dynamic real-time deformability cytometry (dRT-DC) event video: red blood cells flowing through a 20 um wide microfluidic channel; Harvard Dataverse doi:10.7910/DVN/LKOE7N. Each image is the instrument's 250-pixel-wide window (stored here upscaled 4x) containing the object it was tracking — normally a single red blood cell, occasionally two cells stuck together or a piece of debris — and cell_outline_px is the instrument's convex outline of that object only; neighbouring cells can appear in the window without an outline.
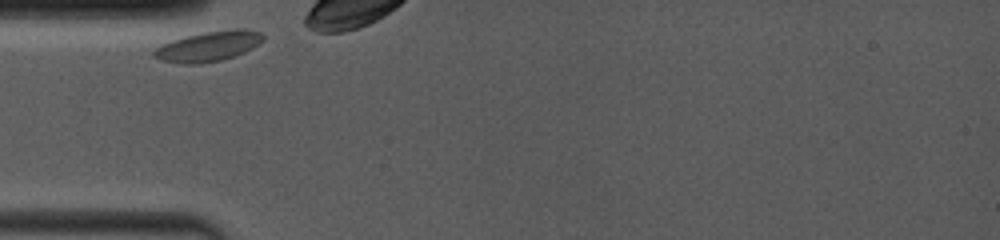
{"species": "common noctule bat (a hibernating species)", "species_latin": "Nyctalus noctula", "temperature_condition": "room temperature", "stored_images_in_passage": 43, "camera_frame_rate_fps": 4000, "um_per_image_px": 0.085, "animal": {"sex": "female", "body_mass_g": 19.0, "forearm_length_mm": 53.3}, "frame": {"image": 1, "passage_image": 1, "time_ms": 0.0, "image_size_px": [1000, 240], "cell_outline_px": [[264, 40], [252, 48], [236, 56], [220, 60], [196, 64], [180, 64], [160, 60], [152, 56], [152, 52], [156, 48], [172, 40], [204, 32], [240, 28], [260, 32], [264, 36]], "centroid_in_image_um": [17.72, 3.95], "position_along_channel_um": 67.3, "area_um2": 19.02}}
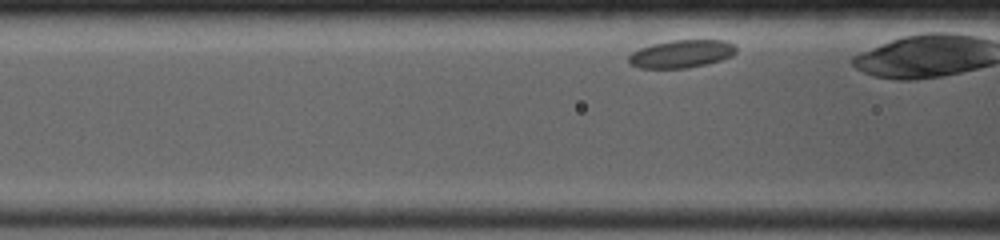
{"frame": {"image": 2, "passage_image": 6, "time_ms": 1.25, "image_size_px": [1000, 240], "cell_outline_px": [[736, 52], [732, 56], [720, 60], [688, 68], [640, 68], [632, 64], [628, 60], [628, 56], [632, 52], [640, 48], [652, 44], [672, 40], [724, 40], [732, 44], [736, 48]], "centroid_in_image_um": [57.91, 4.57], "position_along_channel_um": 108.7, "area_um2": 17.28}}